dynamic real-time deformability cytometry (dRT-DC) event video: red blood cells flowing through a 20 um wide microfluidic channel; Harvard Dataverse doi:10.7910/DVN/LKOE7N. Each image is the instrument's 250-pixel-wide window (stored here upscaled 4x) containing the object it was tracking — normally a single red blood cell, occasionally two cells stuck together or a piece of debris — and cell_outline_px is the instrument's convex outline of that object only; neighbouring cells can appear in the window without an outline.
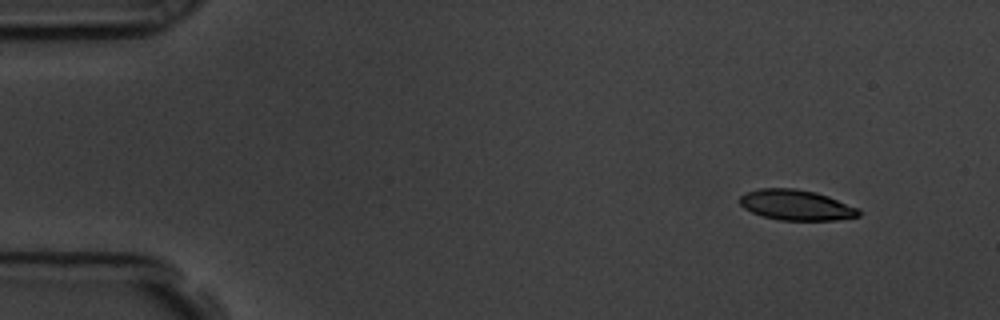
{"species": "common noctule bat (a hibernating species)", "species_latin": "Nyctalus noctula", "temperature_condition": "room temperature", "stored_images_in_passage": 53, "camera_frame_rate_fps": 3000, "um_per_image_px": 0.085, "animal": {"sex": "male", "body_mass_g": 19.5, "forearm_length_mm": 54.6}, "frame": {"image": 1, "passage_image": 1, "time_ms": 0.0, "image_size_px": [1000, 320], "cell_outline_px": [[860, 216], [836, 220], [780, 220], [764, 216], [752, 212], [744, 208], [740, 204], [740, 196], [748, 192], [760, 188], [796, 188], [816, 192], [828, 196], [856, 208], [860, 212]], "centroid_in_image_um": [67.66, 17.42], "position_along_channel_um": 17.3, "area_um2": 20.87}}
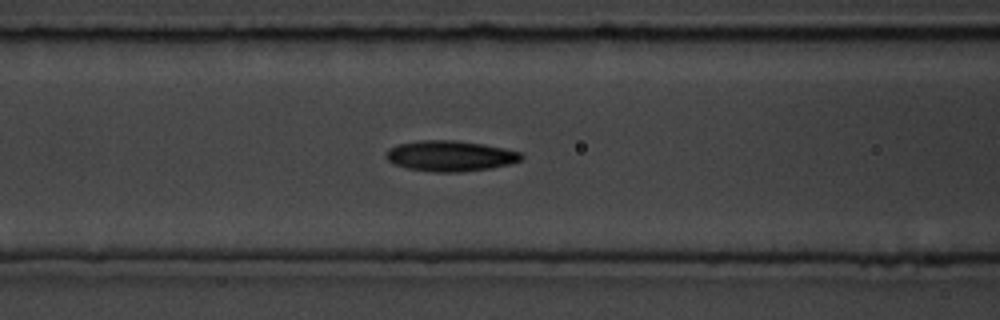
{"frame": {"image": 2, "passage_image": 19, "time_ms": 6.0, "image_size_px": [1000, 320], "cell_outline_px": [[524, 156], [520, 160], [512, 164], [488, 168], [460, 172], [432, 172], [408, 168], [396, 164], [388, 160], [384, 156], [388, 148], [400, 144], [420, 140], [452, 140], [484, 144], [504, 148], [520, 152]], "centroid_in_image_um": [38.27, 13.25], "position_along_channel_um": 128.3, "area_um2": 24.04}}
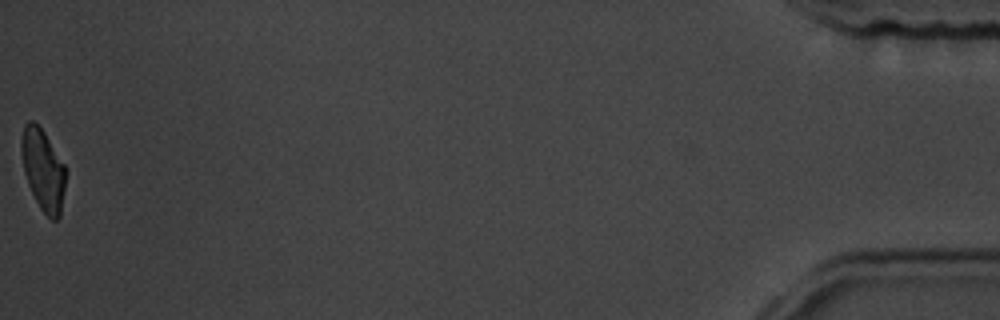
{"frame": {"image": 3, "passage_image": 53, "time_ms": 17.333, "image_size_px": [1000, 320], "cell_outline_px": [[64, 188], [60, 216], [56, 220], [52, 220], [40, 208], [28, 184], [24, 172], [20, 148], [20, 140], [24, 124], [28, 120], [32, 120], [44, 132], [64, 164]], "centroid_in_image_um": [3.62, 14.4], "position_along_channel_um": 431.6, "area_um2": 20.69}, "authors_computed_cell_mechanics": {"area_um2": 23.0044, "velocity_mm_per_s": 3.5602, "shape_relaxation_time_tau1_ms": 3.1373, "shape_relaxation_time_tau2_ms": 3.0939, "deformation_change_tau1": 0.1358, "deformation_change_tau2": 0.0926}}